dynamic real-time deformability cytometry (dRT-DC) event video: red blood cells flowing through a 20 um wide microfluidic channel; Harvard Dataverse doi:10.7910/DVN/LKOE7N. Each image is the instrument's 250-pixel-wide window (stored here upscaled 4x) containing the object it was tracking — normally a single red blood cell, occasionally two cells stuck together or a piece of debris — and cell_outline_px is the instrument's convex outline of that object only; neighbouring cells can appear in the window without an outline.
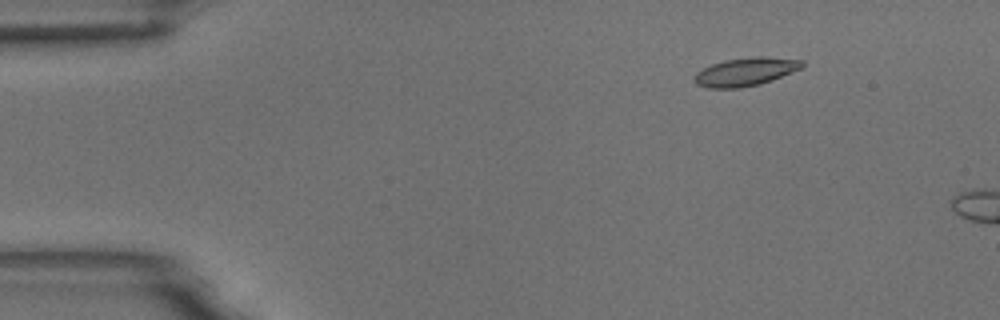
{"species": "common noctule bat (a hibernating species)", "species_latin": "Nyctalus noctula", "temperature_condition": "room temperature", "stored_images_in_passage": 5, "camera_frame_rate_fps": 3000, "um_per_image_px": 0.085, "animal": {"sex": "male", "body_mass_g": 18.8}, "frame": {"image": 1, "passage_image": 1, "time_ms": 0.0, "image_size_px": [1000, 320], "cell_outline_px": [[804, 64], [800, 68], [772, 80], [760, 84], [740, 88], [708, 88], [696, 84], [692, 80], [696, 72], [712, 64], [724, 60], [756, 56], [764, 56], [804, 60]], "centroid_in_image_um": [63.34, 6.1], "position_along_channel_um": 21.7, "area_um2": 17.74}}